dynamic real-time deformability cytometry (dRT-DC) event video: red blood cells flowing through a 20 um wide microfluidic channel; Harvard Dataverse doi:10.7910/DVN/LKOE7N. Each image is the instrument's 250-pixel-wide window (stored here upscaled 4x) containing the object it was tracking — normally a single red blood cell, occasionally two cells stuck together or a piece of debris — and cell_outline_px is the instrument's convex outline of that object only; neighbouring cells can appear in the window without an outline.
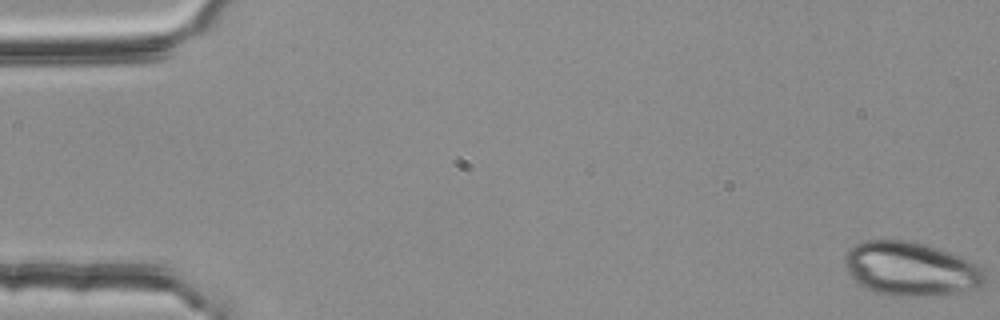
{"species": "common noctule bat (a hibernating species)", "species_latin": "Nyctalus noctula", "temperature_condition": "room temperature", "stored_images_in_passage": 17, "camera_frame_rate_fps": 3000, "um_per_image_px": 0.085, "animal": {"sex": "female", "body_mass_g": 25.1}, "frame": {"image": 1, "passage_image": 1, "time_ms": 0.0, "image_size_px": [1000, 320], "cell_outline_px": [[984, 284], [972, 288], [956, 292], [920, 296], [892, 296], [876, 292], [864, 288], [848, 272], [844, 260], [844, 256], [848, 248], [860, 240], [904, 240], [924, 244], [940, 248], [968, 260], [984, 268]], "centroid_in_image_um": [77.36, 22.83], "position_along_channel_um": 7.6, "area_um2": 43.81}}